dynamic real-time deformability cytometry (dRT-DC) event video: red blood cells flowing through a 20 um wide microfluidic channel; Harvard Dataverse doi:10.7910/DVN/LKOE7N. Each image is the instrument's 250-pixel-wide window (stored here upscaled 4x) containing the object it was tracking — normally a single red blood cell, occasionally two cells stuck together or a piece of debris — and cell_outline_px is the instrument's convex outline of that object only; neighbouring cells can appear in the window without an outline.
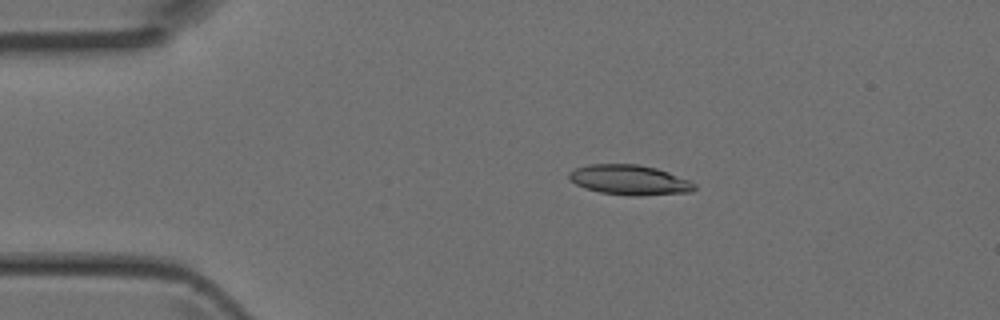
{"species": "Egyptian fruit bat (a non-hibernating species)", "species_latin": "Rousettus aegyptiacus", "temperature_condition": "room temperature", "stored_images_in_passage": 4, "camera_frame_rate_fps": 3000, "um_per_image_px": 0.085, "animal": {"sex": "female"}, "frame": {"image": 1, "passage_image": 3, "time_ms": 0.667, "image_size_px": [1000, 320], "cell_outline_px": [[696, 188], [692, 192], [640, 196], [636, 196], [600, 192], [576, 184], [568, 180], [568, 172], [576, 168], [588, 164], [636, 164], [656, 168], [668, 172], [688, 180], [696, 184]], "centroid_in_image_um": [53.51, 15.29], "position_along_channel_um": 31.5, "area_um2": 21.85}}